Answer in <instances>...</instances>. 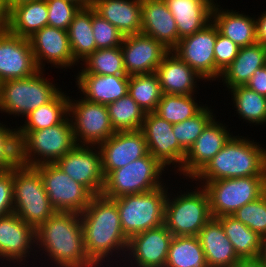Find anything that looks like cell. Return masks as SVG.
Wrapping results in <instances>:
<instances>
[{
    "instance_id": "34",
    "label": "cell",
    "mask_w": 266,
    "mask_h": 267,
    "mask_svg": "<svg viewBox=\"0 0 266 267\" xmlns=\"http://www.w3.org/2000/svg\"><path fill=\"white\" fill-rule=\"evenodd\" d=\"M67 94V95H66ZM69 115L68 93L60 92L52 101L30 112L18 131H37L61 123Z\"/></svg>"
},
{
    "instance_id": "18",
    "label": "cell",
    "mask_w": 266,
    "mask_h": 267,
    "mask_svg": "<svg viewBox=\"0 0 266 267\" xmlns=\"http://www.w3.org/2000/svg\"><path fill=\"white\" fill-rule=\"evenodd\" d=\"M215 116L203 129L190 149L186 152L182 168L178 171L183 178L192 179L234 135ZM226 125V126H225Z\"/></svg>"
},
{
    "instance_id": "48",
    "label": "cell",
    "mask_w": 266,
    "mask_h": 267,
    "mask_svg": "<svg viewBox=\"0 0 266 267\" xmlns=\"http://www.w3.org/2000/svg\"><path fill=\"white\" fill-rule=\"evenodd\" d=\"M245 86L266 97V65L256 69Z\"/></svg>"
},
{
    "instance_id": "32",
    "label": "cell",
    "mask_w": 266,
    "mask_h": 267,
    "mask_svg": "<svg viewBox=\"0 0 266 267\" xmlns=\"http://www.w3.org/2000/svg\"><path fill=\"white\" fill-rule=\"evenodd\" d=\"M67 33L74 60L80 64L97 49L92 31V6H84L78 11Z\"/></svg>"
},
{
    "instance_id": "3",
    "label": "cell",
    "mask_w": 266,
    "mask_h": 267,
    "mask_svg": "<svg viewBox=\"0 0 266 267\" xmlns=\"http://www.w3.org/2000/svg\"><path fill=\"white\" fill-rule=\"evenodd\" d=\"M248 136H232L189 182L266 176V148Z\"/></svg>"
},
{
    "instance_id": "39",
    "label": "cell",
    "mask_w": 266,
    "mask_h": 267,
    "mask_svg": "<svg viewBox=\"0 0 266 267\" xmlns=\"http://www.w3.org/2000/svg\"><path fill=\"white\" fill-rule=\"evenodd\" d=\"M107 108L115 132L141 129L146 113L130 95L108 104Z\"/></svg>"
},
{
    "instance_id": "41",
    "label": "cell",
    "mask_w": 266,
    "mask_h": 267,
    "mask_svg": "<svg viewBox=\"0 0 266 267\" xmlns=\"http://www.w3.org/2000/svg\"><path fill=\"white\" fill-rule=\"evenodd\" d=\"M214 109L205 106L193 117L173 125V133L179 145L187 152L206 125L215 117Z\"/></svg>"
},
{
    "instance_id": "24",
    "label": "cell",
    "mask_w": 266,
    "mask_h": 267,
    "mask_svg": "<svg viewBox=\"0 0 266 267\" xmlns=\"http://www.w3.org/2000/svg\"><path fill=\"white\" fill-rule=\"evenodd\" d=\"M141 33L153 37L170 51L178 44L177 24L164 0H142Z\"/></svg>"
},
{
    "instance_id": "44",
    "label": "cell",
    "mask_w": 266,
    "mask_h": 267,
    "mask_svg": "<svg viewBox=\"0 0 266 267\" xmlns=\"http://www.w3.org/2000/svg\"><path fill=\"white\" fill-rule=\"evenodd\" d=\"M92 31L97 49L113 48L122 45L123 34L105 20L92 7Z\"/></svg>"
},
{
    "instance_id": "13",
    "label": "cell",
    "mask_w": 266,
    "mask_h": 267,
    "mask_svg": "<svg viewBox=\"0 0 266 267\" xmlns=\"http://www.w3.org/2000/svg\"><path fill=\"white\" fill-rule=\"evenodd\" d=\"M173 125L154 112H148L145 114L140 130L145 137L148 152L165 170L171 168L170 164H172L178 173L182 168L186 151L176 140Z\"/></svg>"
},
{
    "instance_id": "16",
    "label": "cell",
    "mask_w": 266,
    "mask_h": 267,
    "mask_svg": "<svg viewBox=\"0 0 266 267\" xmlns=\"http://www.w3.org/2000/svg\"><path fill=\"white\" fill-rule=\"evenodd\" d=\"M55 164L93 195H101L104 186L101 152L95 145H76Z\"/></svg>"
},
{
    "instance_id": "2",
    "label": "cell",
    "mask_w": 266,
    "mask_h": 267,
    "mask_svg": "<svg viewBox=\"0 0 266 267\" xmlns=\"http://www.w3.org/2000/svg\"><path fill=\"white\" fill-rule=\"evenodd\" d=\"M35 236L37 254H45L52 267H98L85 251L78 213L56 212L35 230Z\"/></svg>"
},
{
    "instance_id": "37",
    "label": "cell",
    "mask_w": 266,
    "mask_h": 267,
    "mask_svg": "<svg viewBox=\"0 0 266 267\" xmlns=\"http://www.w3.org/2000/svg\"><path fill=\"white\" fill-rule=\"evenodd\" d=\"M196 98V94H162L154 113L172 124L183 122L196 115L204 107L203 104H198Z\"/></svg>"
},
{
    "instance_id": "20",
    "label": "cell",
    "mask_w": 266,
    "mask_h": 267,
    "mask_svg": "<svg viewBox=\"0 0 266 267\" xmlns=\"http://www.w3.org/2000/svg\"><path fill=\"white\" fill-rule=\"evenodd\" d=\"M28 39L40 70L44 71L46 62L56 69L78 65L71 52L67 30L45 26Z\"/></svg>"
},
{
    "instance_id": "31",
    "label": "cell",
    "mask_w": 266,
    "mask_h": 267,
    "mask_svg": "<svg viewBox=\"0 0 266 267\" xmlns=\"http://www.w3.org/2000/svg\"><path fill=\"white\" fill-rule=\"evenodd\" d=\"M266 65V47L259 43L240 47L239 53L230 65L221 73L224 87L229 89L245 86L256 69Z\"/></svg>"
},
{
    "instance_id": "36",
    "label": "cell",
    "mask_w": 266,
    "mask_h": 267,
    "mask_svg": "<svg viewBox=\"0 0 266 267\" xmlns=\"http://www.w3.org/2000/svg\"><path fill=\"white\" fill-rule=\"evenodd\" d=\"M165 267H208L198 236H174Z\"/></svg>"
},
{
    "instance_id": "53",
    "label": "cell",
    "mask_w": 266,
    "mask_h": 267,
    "mask_svg": "<svg viewBox=\"0 0 266 267\" xmlns=\"http://www.w3.org/2000/svg\"><path fill=\"white\" fill-rule=\"evenodd\" d=\"M31 0H3L4 6L7 9V11L12 7L19 3L27 2Z\"/></svg>"
},
{
    "instance_id": "51",
    "label": "cell",
    "mask_w": 266,
    "mask_h": 267,
    "mask_svg": "<svg viewBox=\"0 0 266 267\" xmlns=\"http://www.w3.org/2000/svg\"><path fill=\"white\" fill-rule=\"evenodd\" d=\"M7 13L3 0H0V32L7 30Z\"/></svg>"
},
{
    "instance_id": "14",
    "label": "cell",
    "mask_w": 266,
    "mask_h": 267,
    "mask_svg": "<svg viewBox=\"0 0 266 267\" xmlns=\"http://www.w3.org/2000/svg\"><path fill=\"white\" fill-rule=\"evenodd\" d=\"M218 32L211 21L198 32L180 39L171 50L204 78V82L215 81L214 47Z\"/></svg>"
},
{
    "instance_id": "15",
    "label": "cell",
    "mask_w": 266,
    "mask_h": 267,
    "mask_svg": "<svg viewBox=\"0 0 266 267\" xmlns=\"http://www.w3.org/2000/svg\"><path fill=\"white\" fill-rule=\"evenodd\" d=\"M34 248H36V236L32 226L15 213L0 217V262L2 267H7V264L11 266L14 264L16 267L25 265L26 262L28 264L27 260L32 253V255L35 253V259L38 260L39 255L36 254ZM1 259L4 263L7 262L4 266Z\"/></svg>"
},
{
    "instance_id": "25",
    "label": "cell",
    "mask_w": 266,
    "mask_h": 267,
    "mask_svg": "<svg viewBox=\"0 0 266 267\" xmlns=\"http://www.w3.org/2000/svg\"><path fill=\"white\" fill-rule=\"evenodd\" d=\"M80 96L92 103L108 105L128 94V75L77 74Z\"/></svg>"
},
{
    "instance_id": "6",
    "label": "cell",
    "mask_w": 266,
    "mask_h": 267,
    "mask_svg": "<svg viewBox=\"0 0 266 267\" xmlns=\"http://www.w3.org/2000/svg\"><path fill=\"white\" fill-rule=\"evenodd\" d=\"M197 184L194 191L181 190L174 195L168 192L164 225L173 236H198L200 230L213 218L207 193Z\"/></svg>"
},
{
    "instance_id": "28",
    "label": "cell",
    "mask_w": 266,
    "mask_h": 267,
    "mask_svg": "<svg viewBox=\"0 0 266 267\" xmlns=\"http://www.w3.org/2000/svg\"><path fill=\"white\" fill-rule=\"evenodd\" d=\"M198 238L208 267H232L240 260L216 218L205 224Z\"/></svg>"
},
{
    "instance_id": "54",
    "label": "cell",
    "mask_w": 266,
    "mask_h": 267,
    "mask_svg": "<svg viewBox=\"0 0 266 267\" xmlns=\"http://www.w3.org/2000/svg\"><path fill=\"white\" fill-rule=\"evenodd\" d=\"M70 1L77 2L78 4L82 5L83 7L84 6H92L93 2H94V0H70Z\"/></svg>"
},
{
    "instance_id": "35",
    "label": "cell",
    "mask_w": 266,
    "mask_h": 267,
    "mask_svg": "<svg viewBox=\"0 0 266 267\" xmlns=\"http://www.w3.org/2000/svg\"><path fill=\"white\" fill-rule=\"evenodd\" d=\"M231 100L235 107L236 114L243 122L253 125L266 124V97L259 95L247 86H236L229 89Z\"/></svg>"
},
{
    "instance_id": "5",
    "label": "cell",
    "mask_w": 266,
    "mask_h": 267,
    "mask_svg": "<svg viewBox=\"0 0 266 267\" xmlns=\"http://www.w3.org/2000/svg\"><path fill=\"white\" fill-rule=\"evenodd\" d=\"M43 70L23 79L0 83V113L26 117L30 112L52 101L62 90L44 77ZM54 83V84H53ZM60 89V90H59Z\"/></svg>"
},
{
    "instance_id": "7",
    "label": "cell",
    "mask_w": 266,
    "mask_h": 267,
    "mask_svg": "<svg viewBox=\"0 0 266 267\" xmlns=\"http://www.w3.org/2000/svg\"><path fill=\"white\" fill-rule=\"evenodd\" d=\"M13 190V213L35 230L57 212L35 167L20 165L13 169Z\"/></svg>"
},
{
    "instance_id": "26",
    "label": "cell",
    "mask_w": 266,
    "mask_h": 267,
    "mask_svg": "<svg viewBox=\"0 0 266 267\" xmlns=\"http://www.w3.org/2000/svg\"><path fill=\"white\" fill-rule=\"evenodd\" d=\"M92 7L123 36L141 33L142 0H94Z\"/></svg>"
},
{
    "instance_id": "1",
    "label": "cell",
    "mask_w": 266,
    "mask_h": 267,
    "mask_svg": "<svg viewBox=\"0 0 266 267\" xmlns=\"http://www.w3.org/2000/svg\"><path fill=\"white\" fill-rule=\"evenodd\" d=\"M80 218L84 234L85 251L88 257L98 267H104L105 265L106 267L109 265L111 267L113 263L117 266L118 262L122 265L126 256L129 239L122 231L116 202L103 195H94L88 206L80 214ZM114 257L117 262L114 260ZM107 261L108 263H113L108 264L106 263Z\"/></svg>"
},
{
    "instance_id": "8",
    "label": "cell",
    "mask_w": 266,
    "mask_h": 267,
    "mask_svg": "<svg viewBox=\"0 0 266 267\" xmlns=\"http://www.w3.org/2000/svg\"><path fill=\"white\" fill-rule=\"evenodd\" d=\"M169 188L163 185L150 192L113 199L119 211L122 231L128 239L164 224L165 202Z\"/></svg>"
},
{
    "instance_id": "17",
    "label": "cell",
    "mask_w": 266,
    "mask_h": 267,
    "mask_svg": "<svg viewBox=\"0 0 266 267\" xmlns=\"http://www.w3.org/2000/svg\"><path fill=\"white\" fill-rule=\"evenodd\" d=\"M173 237L164 224L133 235L120 267H165Z\"/></svg>"
},
{
    "instance_id": "10",
    "label": "cell",
    "mask_w": 266,
    "mask_h": 267,
    "mask_svg": "<svg viewBox=\"0 0 266 267\" xmlns=\"http://www.w3.org/2000/svg\"><path fill=\"white\" fill-rule=\"evenodd\" d=\"M206 191L213 218L232 215L266 192V176H248L199 182Z\"/></svg>"
},
{
    "instance_id": "11",
    "label": "cell",
    "mask_w": 266,
    "mask_h": 267,
    "mask_svg": "<svg viewBox=\"0 0 266 267\" xmlns=\"http://www.w3.org/2000/svg\"><path fill=\"white\" fill-rule=\"evenodd\" d=\"M80 98L69 97V117L75 142L77 145L98 146L115 133L107 105Z\"/></svg>"
},
{
    "instance_id": "19",
    "label": "cell",
    "mask_w": 266,
    "mask_h": 267,
    "mask_svg": "<svg viewBox=\"0 0 266 267\" xmlns=\"http://www.w3.org/2000/svg\"><path fill=\"white\" fill-rule=\"evenodd\" d=\"M39 70L28 38L0 32V83L27 78Z\"/></svg>"
},
{
    "instance_id": "49",
    "label": "cell",
    "mask_w": 266,
    "mask_h": 267,
    "mask_svg": "<svg viewBox=\"0 0 266 267\" xmlns=\"http://www.w3.org/2000/svg\"><path fill=\"white\" fill-rule=\"evenodd\" d=\"M255 30L257 43L266 47V11L255 17Z\"/></svg>"
},
{
    "instance_id": "52",
    "label": "cell",
    "mask_w": 266,
    "mask_h": 267,
    "mask_svg": "<svg viewBox=\"0 0 266 267\" xmlns=\"http://www.w3.org/2000/svg\"><path fill=\"white\" fill-rule=\"evenodd\" d=\"M259 258L266 265V235H264L261 240V253Z\"/></svg>"
},
{
    "instance_id": "27",
    "label": "cell",
    "mask_w": 266,
    "mask_h": 267,
    "mask_svg": "<svg viewBox=\"0 0 266 267\" xmlns=\"http://www.w3.org/2000/svg\"><path fill=\"white\" fill-rule=\"evenodd\" d=\"M177 24L179 39L192 35L212 21L217 0H164Z\"/></svg>"
},
{
    "instance_id": "38",
    "label": "cell",
    "mask_w": 266,
    "mask_h": 267,
    "mask_svg": "<svg viewBox=\"0 0 266 267\" xmlns=\"http://www.w3.org/2000/svg\"><path fill=\"white\" fill-rule=\"evenodd\" d=\"M82 62L77 74L127 75L120 46L96 49Z\"/></svg>"
},
{
    "instance_id": "50",
    "label": "cell",
    "mask_w": 266,
    "mask_h": 267,
    "mask_svg": "<svg viewBox=\"0 0 266 267\" xmlns=\"http://www.w3.org/2000/svg\"><path fill=\"white\" fill-rule=\"evenodd\" d=\"M232 267H266L260 258L255 259H240Z\"/></svg>"
},
{
    "instance_id": "4",
    "label": "cell",
    "mask_w": 266,
    "mask_h": 267,
    "mask_svg": "<svg viewBox=\"0 0 266 267\" xmlns=\"http://www.w3.org/2000/svg\"><path fill=\"white\" fill-rule=\"evenodd\" d=\"M21 165L55 163L77 144L69 115L59 124L37 131H18Z\"/></svg>"
},
{
    "instance_id": "47",
    "label": "cell",
    "mask_w": 266,
    "mask_h": 267,
    "mask_svg": "<svg viewBox=\"0 0 266 267\" xmlns=\"http://www.w3.org/2000/svg\"><path fill=\"white\" fill-rule=\"evenodd\" d=\"M13 170L0 171V217L14 211Z\"/></svg>"
},
{
    "instance_id": "43",
    "label": "cell",
    "mask_w": 266,
    "mask_h": 267,
    "mask_svg": "<svg viewBox=\"0 0 266 267\" xmlns=\"http://www.w3.org/2000/svg\"><path fill=\"white\" fill-rule=\"evenodd\" d=\"M232 216L260 237L266 235V192L257 200L243 205Z\"/></svg>"
},
{
    "instance_id": "33",
    "label": "cell",
    "mask_w": 266,
    "mask_h": 267,
    "mask_svg": "<svg viewBox=\"0 0 266 267\" xmlns=\"http://www.w3.org/2000/svg\"><path fill=\"white\" fill-rule=\"evenodd\" d=\"M216 219L221 223L226 236L240 259L259 258L262 237L232 215H224Z\"/></svg>"
},
{
    "instance_id": "46",
    "label": "cell",
    "mask_w": 266,
    "mask_h": 267,
    "mask_svg": "<svg viewBox=\"0 0 266 267\" xmlns=\"http://www.w3.org/2000/svg\"><path fill=\"white\" fill-rule=\"evenodd\" d=\"M239 50L240 47L237 44L218 32L214 47L215 81L219 80L221 73L235 59Z\"/></svg>"
},
{
    "instance_id": "22",
    "label": "cell",
    "mask_w": 266,
    "mask_h": 267,
    "mask_svg": "<svg viewBox=\"0 0 266 267\" xmlns=\"http://www.w3.org/2000/svg\"><path fill=\"white\" fill-rule=\"evenodd\" d=\"M101 152L102 171L104 177L115 169L144 157L148 153L143 132H115L109 139L98 145Z\"/></svg>"
},
{
    "instance_id": "42",
    "label": "cell",
    "mask_w": 266,
    "mask_h": 267,
    "mask_svg": "<svg viewBox=\"0 0 266 267\" xmlns=\"http://www.w3.org/2000/svg\"><path fill=\"white\" fill-rule=\"evenodd\" d=\"M6 126L0 121V170H13L21 165L20 137L17 126Z\"/></svg>"
},
{
    "instance_id": "29",
    "label": "cell",
    "mask_w": 266,
    "mask_h": 267,
    "mask_svg": "<svg viewBox=\"0 0 266 267\" xmlns=\"http://www.w3.org/2000/svg\"><path fill=\"white\" fill-rule=\"evenodd\" d=\"M222 8L218 2L212 10V21L219 33L231 39L239 47L250 46L257 43L255 30V16Z\"/></svg>"
},
{
    "instance_id": "30",
    "label": "cell",
    "mask_w": 266,
    "mask_h": 267,
    "mask_svg": "<svg viewBox=\"0 0 266 267\" xmlns=\"http://www.w3.org/2000/svg\"><path fill=\"white\" fill-rule=\"evenodd\" d=\"M48 26L46 0H31L12 6L7 13V30L23 38Z\"/></svg>"
},
{
    "instance_id": "12",
    "label": "cell",
    "mask_w": 266,
    "mask_h": 267,
    "mask_svg": "<svg viewBox=\"0 0 266 267\" xmlns=\"http://www.w3.org/2000/svg\"><path fill=\"white\" fill-rule=\"evenodd\" d=\"M35 168L39 171L50 203L57 212L81 214L94 196L55 163L41 164Z\"/></svg>"
},
{
    "instance_id": "9",
    "label": "cell",
    "mask_w": 266,
    "mask_h": 267,
    "mask_svg": "<svg viewBox=\"0 0 266 267\" xmlns=\"http://www.w3.org/2000/svg\"><path fill=\"white\" fill-rule=\"evenodd\" d=\"M164 169L148 152L144 157L109 172L104 177L101 195L115 199L124 195L153 191L166 185L165 178H162V174L166 173Z\"/></svg>"
},
{
    "instance_id": "23",
    "label": "cell",
    "mask_w": 266,
    "mask_h": 267,
    "mask_svg": "<svg viewBox=\"0 0 266 267\" xmlns=\"http://www.w3.org/2000/svg\"><path fill=\"white\" fill-rule=\"evenodd\" d=\"M155 74L158 77L163 94H197L195 93L198 88L197 83L204 80L172 51L164 56L162 62L156 68Z\"/></svg>"
},
{
    "instance_id": "21",
    "label": "cell",
    "mask_w": 266,
    "mask_h": 267,
    "mask_svg": "<svg viewBox=\"0 0 266 267\" xmlns=\"http://www.w3.org/2000/svg\"><path fill=\"white\" fill-rule=\"evenodd\" d=\"M120 47L128 76L155 73L170 51L161 42L142 33L124 36Z\"/></svg>"
},
{
    "instance_id": "40",
    "label": "cell",
    "mask_w": 266,
    "mask_h": 267,
    "mask_svg": "<svg viewBox=\"0 0 266 267\" xmlns=\"http://www.w3.org/2000/svg\"><path fill=\"white\" fill-rule=\"evenodd\" d=\"M155 73L129 76L128 95L145 113L154 112L162 97Z\"/></svg>"
},
{
    "instance_id": "45",
    "label": "cell",
    "mask_w": 266,
    "mask_h": 267,
    "mask_svg": "<svg viewBox=\"0 0 266 267\" xmlns=\"http://www.w3.org/2000/svg\"><path fill=\"white\" fill-rule=\"evenodd\" d=\"M48 7V26L68 30L71 21L83 7L70 0H46Z\"/></svg>"
}]
</instances>
